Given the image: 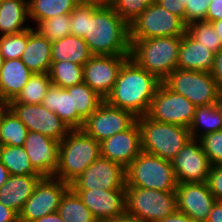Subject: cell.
Wrapping results in <instances>:
<instances>
[{
  "mask_svg": "<svg viewBox=\"0 0 222 222\" xmlns=\"http://www.w3.org/2000/svg\"><path fill=\"white\" fill-rule=\"evenodd\" d=\"M93 55H130V25L109 5H87L86 35Z\"/></svg>",
  "mask_w": 222,
  "mask_h": 222,
  "instance_id": "6da1fadb",
  "label": "cell"
},
{
  "mask_svg": "<svg viewBox=\"0 0 222 222\" xmlns=\"http://www.w3.org/2000/svg\"><path fill=\"white\" fill-rule=\"evenodd\" d=\"M160 83L154 74L129 57L120 68L115 85L105 101L113 107L132 112L136 117L144 116Z\"/></svg>",
  "mask_w": 222,
  "mask_h": 222,
  "instance_id": "7a4b0ae2",
  "label": "cell"
},
{
  "mask_svg": "<svg viewBox=\"0 0 222 222\" xmlns=\"http://www.w3.org/2000/svg\"><path fill=\"white\" fill-rule=\"evenodd\" d=\"M100 156V142L82 129H71L60 142L54 177L70 184Z\"/></svg>",
  "mask_w": 222,
  "mask_h": 222,
  "instance_id": "3957f363",
  "label": "cell"
},
{
  "mask_svg": "<svg viewBox=\"0 0 222 222\" xmlns=\"http://www.w3.org/2000/svg\"><path fill=\"white\" fill-rule=\"evenodd\" d=\"M182 36L130 39V58L161 82L177 68Z\"/></svg>",
  "mask_w": 222,
  "mask_h": 222,
  "instance_id": "277c9868",
  "label": "cell"
},
{
  "mask_svg": "<svg viewBox=\"0 0 222 222\" xmlns=\"http://www.w3.org/2000/svg\"><path fill=\"white\" fill-rule=\"evenodd\" d=\"M140 129L141 149L144 152L172 161L191 139L189 128L161 123L147 115L137 117Z\"/></svg>",
  "mask_w": 222,
  "mask_h": 222,
  "instance_id": "5b68a950",
  "label": "cell"
},
{
  "mask_svg": "<svg viewBox=\"0 0 222 222\" xmlns=\"http://www.w3.org/2000/svg\"><path fill=\"white\" fill-rule=\"evenodd\" d=\"M126 184L167 192L175 191L178 182L171 161L141 151L126 168Z\"/></svg>",
  "mask_w": 222,
  "mask_h": 222,
  "instance_id": "8992f818",
  "label": "cell"
},
{
  "mask_svg": "<svg viewBox=\"0 0 222 222\" xmlns=\"http://www.w3.org/2000/svg\"><path fill=\"white\" fill-rule=\"evenodd\" d=\"M126 212L139 222H158L177 210L176 192L125 185Z\"/></svg>",
  "mask_w": 222,
  "mask_h": 222,
  "instance_id": "52a82bcc",
  "label": "cell"
},
{
  "mask_svg": "<svg viewBox=\"0 0 222 222\" xmlns=\"http://www.w3.org/2000/svg\"><path fill=\"white\" fill-rule=\"evenodd\" d=\"M162 82L195 106L216 103L222 94L211 73L207 72L176 68Z\"/></svg>",
  "mask_w": 222,
  "mask_h": 222,
  "instance_id": "ba28073f",
  "label": "cell"
},
{
  "mask_svg": "<svg viewBox=\"0 0 222 222\" xmlns=\"http://www.w3.org/2000/svg\"><path fill=\"white\" fill-rule=\"evenodd\" d=\"M186 30L187 25L180 17L162 8L156 2L148 6L130 24V39L182 36Z\"/></svg>",
  "mask_w": 222,
  "mask_h": 222,
  "instance_id": "9c48e42d",
  "label": "cell"
},
{
  "mask_svg": "<svg viewBox=\"0 0 222 222\" xmlns=\"http://www.w3.org/2000/svg\"><path fill=\"white\" fill-rule=\"evenodd\" d=\"M195 107L187 98L173 92L161 82L146 115L157 122L189 128L194 119Z\"/></svg>",
  "mask_w": 222,
  "mask_h": 222,
  "instance_id": "30bf717a",
  "label": "cell"
},
{
  "mask_svg": "<svg viewBox=\"0 0 222 222\" xmlns=\"http://www.w3.org/2000/svg\"><path fill=\"white\" fill-rule=\"evenodd\" d=\"M69 188L70 185L60 179L42 177L18 214L19 222H33L38 218L57 212L62 196Z\"/></svg>",
  "mask_w": 222,
  "mask_h": 222,
  "instance_id": "8fae6325",
  "label": "cell"
},
{
  "mask_svg": "<svg viewBox=\"0 0 222 222\" xmlns=\"http://www.w3.org/2000/svg\"><path fill=\"white\" fill-rule=\"evenodd\" d=\"M137 117L130 111L109 105L105 100L84 121L81 128L86 134L101 142L130 128Z\"/></svg>",
  "mask_w": 222,
  "mask_h": 222,
  "instance_id": "7c38bea8",
  "label": "cell"
},
{
  "mask_svg": "<svg viewBox=\"0 0 222 222\" xmlns=\"http://www.w3.org/2000/svg\"><path fill=\"white\" fill-rule=\"evenodd\" d=\"M69 185L72 190L125 189L126 169L100 156Z\"/></svg>",
  "mask_w": 222,
  "mask_h": 222,
  "instance_id": "4fadbf2b",
  "label": "cell"
},
{
  "mask_svg": "<svg viewBox=\"0 0 222 222\" xmlns=\"http://www.w3.org/2000/svg\"><path fill=\"white\" fill-rule=\"evenodd\" d=\"M8 107L25 124L28 131L39 132L61 142L71 130L56 113L42 104L9 103Z\"/></svg>",
  "mask_w": 222,
  "mask_h": 222,
  "instance_id": "5bb4252c",
  "label": "cell"
},
{
  "mask_svg": "<svg viewBox=\"0 0 222 222\" xmlns=\"http://www.w3.org/2000/svg\"><path fill=\"white\" fill-rule=\"evenodd\" d=\"M130 55H93L83 65V82L104 100L111 93L123 63Z\"/></svg>",
  "mask_w": 222,
  "mask_h": 222,
  "instance_id": "9a60e30c",
  "label": "cell"
},
{
  "mask_svg": "<svg viewBox=\"0 0 222 222\" xmlns=\"http://www.w3.org/2000/svg\"><path fill=\"white\" fill-rule=\"evenodd\" d=\"M178 183L207 182L211 163L200 140L191 138L171 161Z\"/></svg>",
  "mask_w": 222,
  "mask_h": 222,
  "instance_id": "2e32d148",
  "label": "cell"
},
{
  "mask_svg": "<svg viewBox=\"0 0 222 222\" xmlns=\"http://www.w3.org/2000/svg\"><path fill=\"white\" fill-rule=\"evenodd\" d=\"M177 210L198 222H205L216 202L207 182L178 183Z\"/></svg>",
  "mask_w": 222,
  "mask_h": 222,
  "instance_id": "e0dca14e",
  "label": "cell"
},
{
  "mask_svg": "<svg viewBox=\"0 0 222 222\" xmlns=\"http://www.w3.org/2000/svg\"><path fill=\"white\" fill-rule=\"evenodd\" d=\"M59 146V141L35 131H28L23 145L32 167L42 177H54L58 166Z\"/></svg>",
  "mask_w": 222,
  "mask_h": 222,
  "instance_id": "ac0fdd59",
  "label": "cell"
},
{
  "mask_svg": "<svg viewBox=\"0 0 222 222\" xmlns=\"http://www.w3.org/2000/svg\"><path fill=\"white\" fill-rule=\"evenodd\" d=\"M141 151L140 129L137 121L125 131L100 142L101 157L119 163L125 169Z\"/></svg>",
  "mask_w": 222,
  "mask_h": 222,
  "instance_id": "d6986e66",
  "label": "cell"
},
{
  "mask_svg": "<svg viewBox=\"0 0 222 222\" xmlns=\"http://www.w3.org/2000/svg\"><path fill=\"white\" fill-rule=\"evenodd\" d=\"M97 221L122 215L126 211L125 189L73 190Z\"/></svg>",
  "mask_w": 222,
  "mask_h": 222,
  "instance_id": "ffe728a7",
  "label": "cell"
},
{
  "mask_svg": "<svg viewBox=\"0 0 222 222\" xmlns=\"http://www.w3.org/2000/svg\"><path fill=\"white\" fill-rule=\"evenodd\" d=\"M214 54L186 32L182 35L177 68L210 73L214 67Z\"/></svg>",
  "mask_w": 222,
  "mask_h": 222,
  "instance_id": "44dd1931",
  "label": "cell"
},
{
  "mask_svg": "<svg viewBox=\"0 0 222 222\" xmlns=\"http://www.w3.org/2000/svg\"><path fill=\"white\" fill-rule=\"evenodd\" d=\"M41 178V175H10L0 187V203L19 214Z\"/></svg>",
  "mask_w": 222,
  "mask_h": 222,
  "instance_id": "7402d4cb",
  "label": "cell"
},
{
  "mask_svg": "<svg viewBox=\"0 0 222 222\" xmlns=\"http://www.w3.org/2000/svg\"><path fill=\"white\" fill-rule=\"evenodd\" d=\"M52 42L33 26L28 29V42L21 60L33 73H49L51 68Z\"/></svg>",
  "mask_w": 222,
  "mask_h": 222,
  "instance_id": "603a6c76",
  "label": "cell"
},
{
  "mask_svg": "<svg viewBox=\"0 0 222 222\" xmlns=\"http://www.w3.org/2000/svg\"><path fill=\"white\" fill-rule=\"evenodd\" d=\"M32 74L21 59H5L0 69V98L7 104L15 100Z\"/></svg>",
  "mask_w": 222,
  "mask_h": 222,
  "instance_id": "cb8c5ba5",
  "label": "cell"
},
{
  "mask_svg": "<svg viewBox=\"0 0 222 222\" xmlns=\"http://www.w3.org/2000/svg\"><path fill=\"white\" fill-rule=\"evenodd\" d=\"M48 110L56 113L70 129H81L84 120L73 110L72 92L51 84L41 103Z\"/></svg>",
  "mask_w": 222,
  "mask_h": 222,
  "instance_id": "d4e9b609",
  "label": "cell"
},
{
  "mask_svg": "<svg viewBox=\"0 0 222 222\" xmlns=\"http://www.w3.org/2000/svg\"><path fill=\"white\" fill-rule=\"evenodd\" d=\"M31 27L28 0H4L0 4V36L17 34Z\"/></svg>",
  "mask_w": 222,
  "mask_h": 222,
  "instance_id": "484cf974",
  "label": "cell"
},
{
  "mask_svg": "<svg viewBox=\"0 0 222 222\" xmlns=\"http://www.w3.org/2000/svg\"><path fill=\"white\" fill-rule=\"evenodd\" d=\"M92 56L85 40L76 35L52 42V62L69 61L83 66Z\"/></svg>",
  "mask_w": 222,
  "mask_h": 222,
  "instance_id": "4316f807",
  "label": "cell"
},
{
  "mask_svg": "<svg viewBox=\"0 0 222 222\" xmlns=\"http://www.w3.org/2000/svg\"><path fill=\"white\" fill-rule=\"evenodd\" d=\"M78 3L76 0H28V15L31 26L61 14L71 13Z\"/></svg>",
  "mask_w": 222,
  "mask_h": 222,
  "instance_id": "83f0119b",
  "label": "cell"
},
{
  "mask_svg": "<svg viewBox=\"0 0 222 222\" xmlns=\"http://www.w3.org/2000/svg\"><path fill=\"white\" fill-rule=\"evenodd\" d=\"M222 130V117L215 103L196 106L194 119L189 127L191 138L200 139L206 134Z\"/></svg>",
  "mask_w": 222,
  "mask_h": 222,
  "instance_id": "f1b7e54d",
  "label": "cell"
},
{
  "mask_svg": "<svg viewBox=\"0 0 222 222\" xmlns=\"http://www.w3.org/2000/svg\"><path fill=\"white\" fill-rule=\"evenodd\" d=\"M57 212L64 222H97L88 207L71 188L62 196Z\"/></svg>",
  "mask_w": 222,
  "mask_h": 222,
  "instance_id": "f546056e",
  "label": "cell"
},
{
  "mask_svg": "<svg viewBox=\"0 0 222 222\" xmlns=\"http://www.w3.org/2000/svg\"><path fill=\"white\" fill-rule=\"evenodd\" d=\"M28 134L25 124L7 107L0 117V141L2 145L23 146Z\"/></svg>",
  "mask_w": 222,
  "mask_h": 222,
  "instance_id": "4dcf8cb0",
  "label": "cell"
},
{
  "mask_svg": "<svg viewBox=\"0 0 222 222\" xmlns=\"http://www.w3.org/2000/svg\"><path fill=\"white\" fill-rule=\"evenodd\" d=\"M0 161L10 175H40L31 165L30 159L23 146L3 145Z\"/></svg>",
  "mask_w": 222,
  "mask_h": 222,
  "instance_id": "1f68e13d",
  "label": "cell"
},
{
  "mask_svg": "<svg viewBox=\"0 0 222 222\" xmlns=\"http://www.w3.org/2000/svg\"><path fill=\"white\" fill-rule=\"evenodd\" d=\"M72 92L73 110L85 121L104 101L85 82L65 88Z\"/></svg>",
  "mask_w": 222,
  "mask_h": 222,
  "instance_id": "d6a6232c",
  "label": "cell"
},
{
  "mask_svg": "<svg viewBox=\"0 0 222 222\" xmlns=\"http://www.w3.org/2000/svg\"><path fill=\"white\" fill-rule=\"evenodd\" d=\"M51 84L67 88L83 82V66L69 62H52L49 70Z\"/></svg>",
  "mask_w": 222,
  "mask_h": 222,
  "instance_id": "836d02e7",
  "label": "cell"
},
{
  "mask_svg": "<svg viewBox=\"0 0 222 222\" xmlns=\"http://www.w3.org/2000/svg\"><path fill=\"white\" fill-rule=\"evenodd\" d=\"M50 85L49 73H33L21 93L10 103L41 104Z\"/></svg>",
  "mask_w": 222,
  "mask_h": 222,
  "instance_id": "e575fe53",
  "label": "cell"
},
{
  "mask_svg": "<svg viewBox=\"0 0 222 222\" xmlns=\"http://www.w3.org/2000/svg\"><path fill=\"white\" fill-rule=\"evenodd\" d=\"M70 13L61 14L39 22L34 28L51 42L71 34Z\"/></svg>",
  "mask_w": 222,
  "mask_h": 222,
  "instance_id": "d590c367",
  "label": "cell"
},
{
  "mask_svg": "<svg viewBox=\"0 0 222 222\" xmlns=\"http://www.w3.org/2000/svg\"><path fill=\"white\" fill-rule=\"evenodd\" d=\"M186 32L196 41L208 47L214 53L222 49V41L218 37L217 33L211 22L206 21H194L187 25Z\"/></svg>",
  "mask_w": 222,
  "mask_h": 222,
  "instance_id": "8d00e7d4",
  "label": "cell"
},
{
  "mask_svg": "<svg viewBox=\"0 0 222 222\" xmlns=\"http://www.w3.org/2000/svg\"><path fill=\"white\" fill-rule=\"evenodd\" d=\"M28 42V29L10 35L0 36V51L6 60L20 59Z\"/></svg>",
  "mask_w": 222,
  "mask_h": 222,
  "instance_id": "74e56055",
  "label": "cell"
},
{
  "mask_svg": "<svg viewBox=\"0 0 222 222\" xmlns=\"http://www.w3.org/2000/svg\"><path fill=\"white\" fill-rule=\"evenodd\" d=\"M158 0H109V5L130 25L143 11Z\"/></svg>",
  "mask_w": 222,
  "mask_h": 222,
  "instance_id": "f35d334b",
  "label": "cell"
},
{
  "mask_svg": "<svg viewBox=\"0 0 222 222\" xmlns=\"http://www.w3.org/2000/svg\"><path fill=\"white\" fill-rule=\"evenodd\" d=\"M204 153L212 166H222V130L201 137Z\"/></svg>",
  "mask_w": 222,
  "mask_h": 222,
  "instance_id": "ab89813d",
  "label": "cell"
},
{
  "mask_svg": "<svg viewBox=\"0 0 222 222\" xmlns=\"http://www.w3.org/2000/svg\"><path fill=\"white\" fill-rule=\"evenodd\" d=\"M71 35L84 38L87 26V5H78L70 13Z\"/></svg>",
  "mask_w": 222,
  "mask_h": 222,
  "instance_id": "60d3db41",
  "label": "cell"
},
{
  "mask_svg": "<svg viewBox=\"0 0 222 222\" xmlns=\"http://www.w3.org/2000/svg\"><path fill=\"white\" fill-rule=\"evenodd\" d=\"M210 0H187L186 25L194 21H205Z\"/></svg>",
  "mask_w": 222,
  "mask_h": 222,
  "instance_id": "b9f144b4",
  "label": "cell"
},
{
  "mask_svg": "<svg viewBox=\"0 0 222 222\" xmlns=\"http://www.w3.org/2000/svg\"><path fill=\"white\" fill-rule=\"evenodd\" d=\"M207 183L216 201H222V166H211Z\"/></svg>",
  "mask_w": 222,
  "mask_h": 222,
  "instance_id": "7bdbcfd3",
  "label": "cell"
},
{
  "mask_svg": "<svg viewBox=\"0 0 222 222\" xmlns=\"http://www.w3.org/2000/svg\"><path fill=\"white\" fill-rule=\"evenodd\" d=\"M157 3H159L162 8L180 17L186 24L185 7L187 4V0H158Z\"/></svg>",
  "mask_w": 222,
  "mask_h": 222,
  "instance_id": "ee69618b",
  "label": "cell"
},
{
  "mask_svg": "<svg viewBox=\"0 0 222 222\" xmlns=\"http://www.w3.org/2000/svg\"><path fill=\"white\" fill-rule=\"evenodd\" d=\"M210 73L222 92V49L214 54V67Z\"/></svg>",
  "mask_w": 222,
  "mask_h": 222,
  "instance_id": "f6af8a7d",
  "label": "cell"
},
{
  "mask_svg": "<svg viewBox=\"0 0 222 222\" xmlns=\"http://www.w3.org/2000/svg\"><path fill=\"white\" fill-rule=\"evenodd\" d=\"M222 20V1H210L205 21L213 22Z\"/></svg>",
  "mask_w": 222,
  "mask_h": 222,
  "instance_id": "bcb514c9",
  "label": "cell"
},
{
  "mask_svg": "<svg viewBox=\"0 0 222 222\" xmlns=\"http://www.w3.org/2000/svg\"><path fill=\"white\" fill-rule=\"evenodd\" d=\"M0 222H19L18 214L0 203Z\"/></svg>",
  "mask_w": 222,
  "mask_h": 222,
  "instance_id": "7dc6e473",
  "label": "cell"
},
{
  "mask_svg": "<svg viewBox=\"0 0 222 222\" xmlns=\"http://www.w3.org/2000/svg\"><path fill=\"white\" fill-rule=\"evenodd\" d=\"M158 222H198L193 220L190 216L176 210L173 214L166 216Z\"/></svg>",
  "mask_w": 222,
  "mask_h": 222,
  "instance_id": "c3c4849f",
  "label": "cell"
},
{
  "mask_svg": "<svg viewBox=\"0 0 222 222\" xmlns=\"http://www.w3.org/2000/svg\"><path fill=\"white\" fill-rule=\"evenodd\" d=\"M205 222H222V201H216Z\"/></svg>",
  "mask_w": 222,
  "mask_h": 222,
  "instance_id": "681fc988",
  "label": "cell"
},
{
  "mask_svg": "<svg viewBox=\"0 0 222 222\" xmlns=\"http://www.w3.org/2000/svg\"><path fill=\"white\" fill-rule=\"evenodd\" d=\"M97 222H139L134 216H131L126 211L119 216L103 219Z\"/></svg>",
  "mask_w": 222,
  "mask_h": 222,
  "instance_id": "f907efd6",
  "label": "cell"
},
{
  "mask_svg": "<svg viewBox=\"0 0 222 222\" xmlns=\"http://www.w3.org/2000/svg\"><path fill=\"white\" fill-rule=\"evenodd\" d=\"M33 222H64V221L61 219L58 212H54L46 216H43L41 218H38Z\"/></svg>",
  "mask_w": 222,
  "mask_h": 222,
  "instance_id": "816d5d0a",
  "label": "cell"
},
{
  "mask_svg": "<svg viewBox=\"0 0 222 222\" xmlns=\"http://www.w3.org/2000/svg\"><path fill=\"white\" fill-rule=\"evenodd\" d=\"M78 5H94L97 7H102L109 4V0H76Z\"/></svg>",
  "mask_w": 222,
  "mask_h": 222,
  "instance_id": "f5cc1de1",
  "label": "cell"
},
{
  "mask_svg": "<svg viewBox=\"0 0 222 222\" xmlns=\"http://www.w3.org/2000/svg\"><path fill=\"white\" fill-rule=\"evenodd\" d=\"M9 177H10V173L0 161V187L7 181Z\"/></svg>",
  "mask_w": 222,
  "mask_h": 222,
  "instance_id": "db71d44e",
  "label": "cell"
},
{
  "mask_svg": "<svg viewBox=\"0 0 222 222\" xmlns=\"http://www.w3.org/2000/svg\"><path fill=\"white\" fill-rule=\"evenodd\" d=\"M215 32L217 33L218 37L220 38V40L222 41V20H218V21H213L211 22Z\"/></svg>",
  "mask_w": 222,
  "mask_h": 222,
  "instance_id": "11a10c76",
  "label": "cell"
},
{
  "mask_svg": "<svg viewBox=\"0 0 222 222\" xmlns=\"http://www.w3.org/2000/svg\"><path fill=\"white\" fill-rule=\"evenodd\" d=\"M7 107L8 104L4 100L0 99V117Z\"/></svg>",
  "mask_w": 222,
  "mask_h": 222,
  "instance_id": "9f6ffc18",
  "label": "cell"
},
{
  "mask_svg": "<svg viewBox=\"0 0 222 222\" xmlns=\"http://www.w3.org/2000/svg\"><path fill=\"white\" fill-rule=\"evenodd\" d=\"M222 117V94L220 95L218 101L215 103Z\"/></svg>",
  "mask_w": 222,
  "mask_h": 222,
  "instance_id": "6f0895ef",
  "label": "cell"
},
{
  "mask_svg": "<svg viewBox=\"0 0 222 222\" xmlns=\"http://www.w3.org/2000/svg\"><path fill=\"white\" fill-rule=\"evenodd\" d=\"M4 61H5V59H4V57H3V55H2V53L0 51V69L2 68V66L4 64Z\"/></svg>",
  "mask_w": 222,
  "mask_h": 222,
  "instance_id": "680465c9",
  "label": "cell"
},
{
  "mask_svg": "<svg viewBox=\"0 0 222 222\" xmlns=\"http://www.w3.org/2000/svg\"><path fill=\"white\" fill-rule=\"evenodd\" d=\"M2 146H3V145H2V143H1V141H0V152H1V148H2Z\"/></svg>",
  "mask_w": 222,
  "mask_h": 222,
  "instance_id": "91938a15",
  "label": "cell"
}]
</instances>
